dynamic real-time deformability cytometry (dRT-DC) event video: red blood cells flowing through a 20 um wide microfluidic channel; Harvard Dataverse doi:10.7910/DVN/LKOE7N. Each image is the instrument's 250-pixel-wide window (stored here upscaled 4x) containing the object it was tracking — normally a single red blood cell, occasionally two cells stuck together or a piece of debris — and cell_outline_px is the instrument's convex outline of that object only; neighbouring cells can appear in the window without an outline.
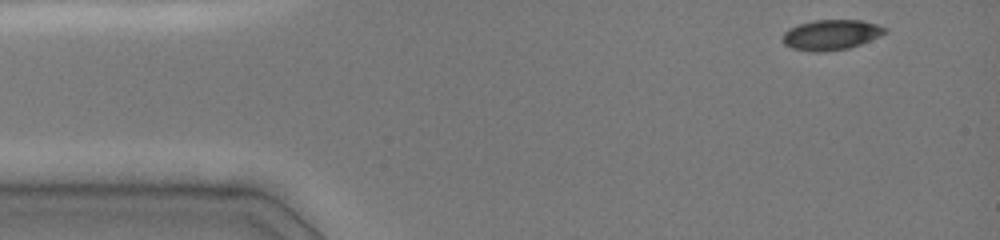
{"species": "common noctule bat (a hibernating species)", "species_latin": "Nyctalus noctula", "temperature_condition": "cold", "stored_images_in_passage": 40, "camera_frame_rate_fps": 3000, "um_per_image_px": 0.085, "animal": {"sex": "female", "body_mass_g": 19.0, "forearm_length_mm": 51.5}, "frame": {"image": 1, "passage_image": 1, "time_ms": 0.0, "image_size_px": [1000, 240], "cell_outline_px": [[888, 32], [880, 36], [860, 44], [848, 48], [820, 52], [812, 52], [792, 48], [784, 44], [784, 32], [788, 28], [812, 20], [860, 20], [876, 24], [888, 28]], "centroid_in_image_um": [70.66, 2.95], "position_along_channel_um": 14.3, "area_um2": 17.98}}
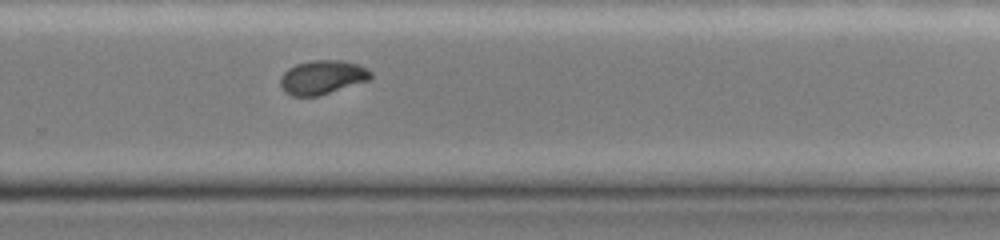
{"frame": {"image": 2, "passage_image": 29, "time_ms": 9.333, "image_size_px": [1000, 240], "cell_outline_px": [[372, 76], [368, 80], [320, 96], [292, 96], [284, 92], [280, 84], [280, 76], [288, 68], [296, 64], [312, 60], [340, 60], [356, 64], [372, 72]], "centroid_in_image_um": [27.35, 6.58], "position_along_channel_um": 302.4, "area_um2": 17.86}}
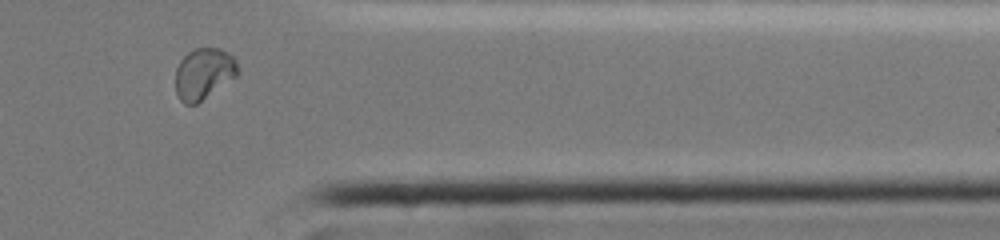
{"frame": {"image": 3, "passage_image": 36, "time_ms": 11.667, "image_size_px": [1000, 240], "cell_outline_px": [[240, 72], [236, 76], [196, 104], [184, 104], [180, 100], [176, 92], [176, 68], [180, 60], [192, 48], [220, 48], [228, 52], [232, 56]], "centroid_in_image_um": [17.3, 6.24], "position_along_channel_um": 394.1, "area_um2": 18.5}, "authors_computed_cell_mechanics": {"area_um2": 18.4671, "velocity_mm_per_s": 4.0194, "shape_relaxation_time_tau1_ms": 10.8189, "shape_relaxation_time_tau2_ms": null, "deformation_change_tau1": 0.2518, "deformation_change_tau2": null}}